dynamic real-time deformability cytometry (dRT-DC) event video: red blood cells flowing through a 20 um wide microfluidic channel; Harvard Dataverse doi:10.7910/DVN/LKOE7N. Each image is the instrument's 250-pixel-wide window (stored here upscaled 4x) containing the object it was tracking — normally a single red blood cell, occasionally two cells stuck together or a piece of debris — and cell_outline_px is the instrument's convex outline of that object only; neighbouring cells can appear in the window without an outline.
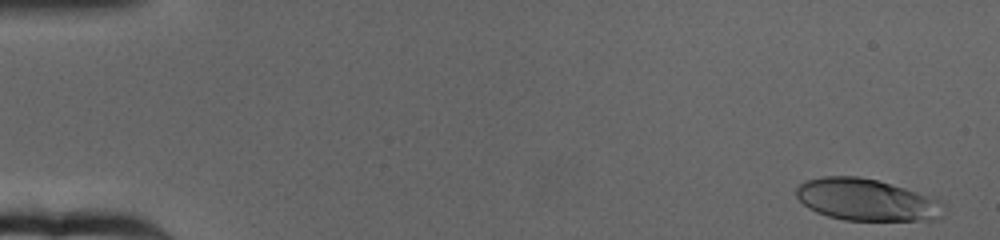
{"species": "human", "species_latin": "Homo sapiens", "temperature_condition": "cold", "stored_images_in_passage": 18, "camera_frame_rate_fps": 3000, "um_per_image_px": 0.085, "donor": {"sex": "female"}, "frame": {"image": 1, "passage_image": 2, "time_ms": 0.333, "image_size_px": [1000, 240], "cell_outline_px": [[944, 216], [936, 220], [844, 220], [828, 216], [816, 212], [808, 208], [796, 196], [796, 188], [804, 180], [824, 176], [856, 176], [876, 180], [904, 188], [940, 200], [944, 204]], "centroid_in_image_um": [73.65, 16.99], "position_along_channel_um": 11.3, "area_um2": 35.95}}
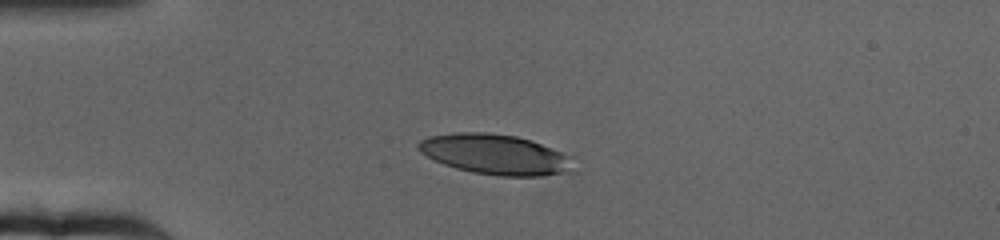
{"frame": {"image": 2, "passage_image": 16, "time_ms": 5.0, "image_size_px": [1000, 240], "cell_outline_px": [[568, 168], [564, 172], [540, 176], [496, 176], [472, 172], [456, 168], [444, 164], [420, 152], [416, 148], [416, 144], [420, 140], [428, 136], [456, 132], [484, 132], [516, 136], [540, 144], [560, 152], [564, 156]], "centroid_in_image_um": [41.91, 13.11], "position_along_channel_um": 43.1, "area_um2": 35.32}}